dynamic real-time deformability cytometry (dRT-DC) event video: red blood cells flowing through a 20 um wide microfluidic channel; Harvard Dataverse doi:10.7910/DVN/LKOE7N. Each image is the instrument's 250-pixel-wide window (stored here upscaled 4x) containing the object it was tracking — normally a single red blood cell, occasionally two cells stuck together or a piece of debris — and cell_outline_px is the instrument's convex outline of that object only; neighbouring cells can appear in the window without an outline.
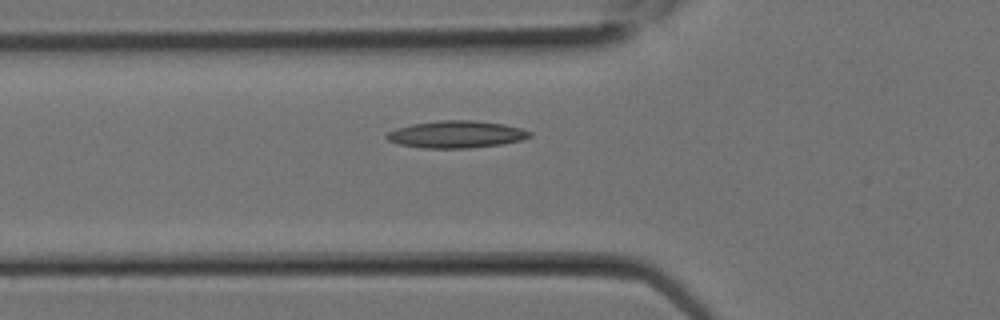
{"species": "Egyptian fruit bat (a non-hibernating species)", "species_latin": "Rousettus aegyptiacus", "temperature_condition": "room temperature", "stored_images_in_passage": 4, "camera_frame_rate_fps": 3000, "um_per_image_px": 0.085, "animal": {"sex": "female"}, "frame": {"image": 1, "passage_image": 4, "time_ms": 1.0, "image_size_px": [1000, 320], "cell_outline_px": [[532, 136], [520, 140], [500, 144], [468, 148], [420, 148], [400, 144], [388, 140], [384, 136], [388, 132], [396, 128], [412, 124], [440, 120], [472, 120], [500, 124], [520, 128], [532, 132]], "centroid_in_image_um": [38.75, 11.42], "position_along_channel_um": 87.1, "area_um2": 22.43}}